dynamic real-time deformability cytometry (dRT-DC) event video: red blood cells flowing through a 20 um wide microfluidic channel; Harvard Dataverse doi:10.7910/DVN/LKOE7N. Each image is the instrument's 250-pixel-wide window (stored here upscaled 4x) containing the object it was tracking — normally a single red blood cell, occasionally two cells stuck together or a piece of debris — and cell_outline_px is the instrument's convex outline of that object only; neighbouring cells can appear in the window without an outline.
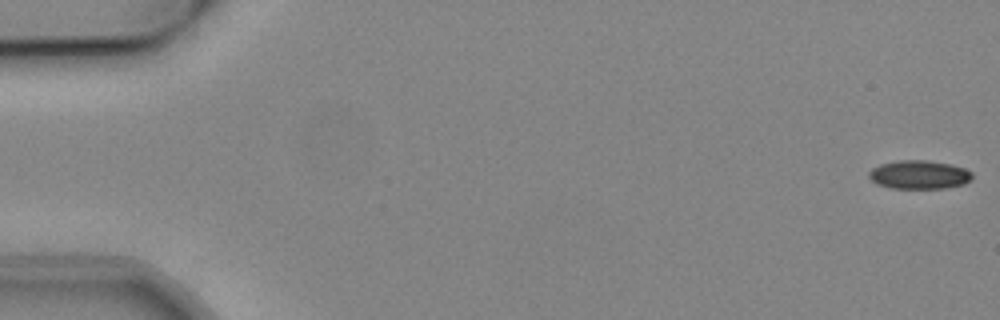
{"species": "common noctule bat (a hibernating species)", "species_latin": "Nyctalus noctula", "temperature_condition": "cold", "stored_images_in_passage": 54, "camera_frame_rate_fps": 3000, "um_per_image_px": 0.085, "animal": {"sex": "male", "body_mass_g": 19.2, "forearm_length_mm": 51.8}, "frame": {"image": 1, "passage_image": 1, "time_ms": 0.0, "image_size_px": [1000, 320], "cell_outline_px": [[972, 180], [964, 184], [944, 188], [888, 188], [876, 184], [868, 176], [868, 172], [872, 168], [880, 164], [900, 160], [928, 160], [952, 164], [964, 168], [972, 172]], "centroid_in_image_um": [78.13, 14.84], "position_along_channel_um": 6.9, "area_um2": 17.4}}
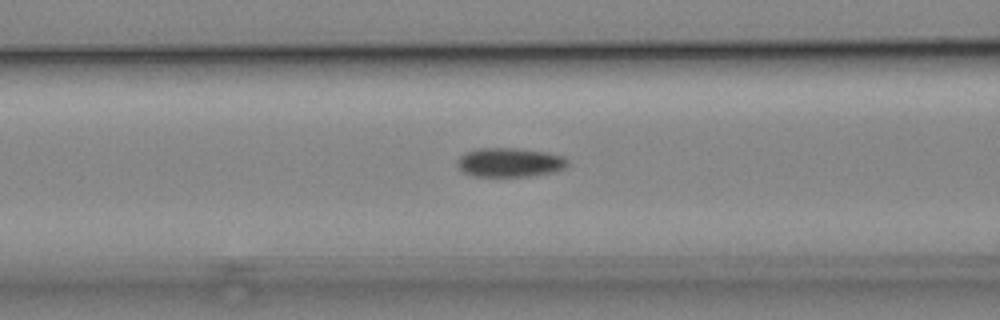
{"frame": {"image": 2, "passage_image": 22, "time_ms": 7.0, "image_size_px": [1000, 320], "cell_outline_px": [[568, 164], [564, 168], [552, 172], [528, 176], [472, 176], [464, 172], [456, 164], [456, 160], [464, 152], [476, 148], [516, 148], [544, 152], [564, 156], [568, 160]], "centroid_in_image_um": [43.29, 13.79], "position_along_channel_um": 123.3, "area_um2": 18.73}}
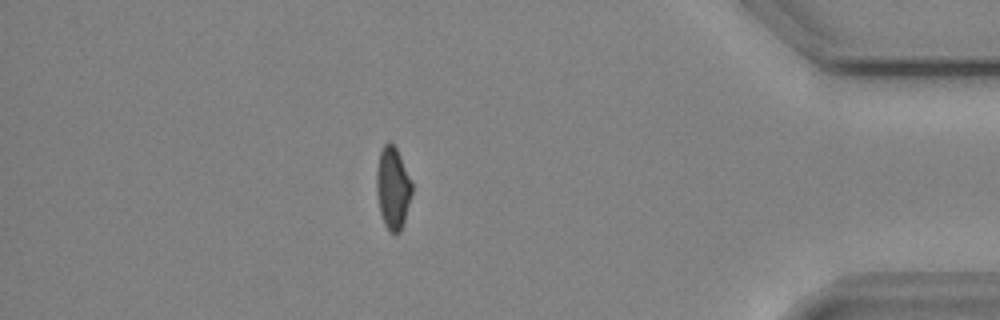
{"frame": {"image": 3, "passage_image": 47, "time_ms": 15.333, "image_size_px": [1000, 320], "cell_outline_px": [[412, 192], [404, 224], [400, 232], [392, 232], [384, 224], [380, 212], [376, 192], [376, 172], [380, 152], [384, 144], [388, 140], [396, 148], [412, 180]], "centroid_in_image_um": [33.39, 15.97], "position_along_channel_um": 401.8, "area_um2": 16.99}}